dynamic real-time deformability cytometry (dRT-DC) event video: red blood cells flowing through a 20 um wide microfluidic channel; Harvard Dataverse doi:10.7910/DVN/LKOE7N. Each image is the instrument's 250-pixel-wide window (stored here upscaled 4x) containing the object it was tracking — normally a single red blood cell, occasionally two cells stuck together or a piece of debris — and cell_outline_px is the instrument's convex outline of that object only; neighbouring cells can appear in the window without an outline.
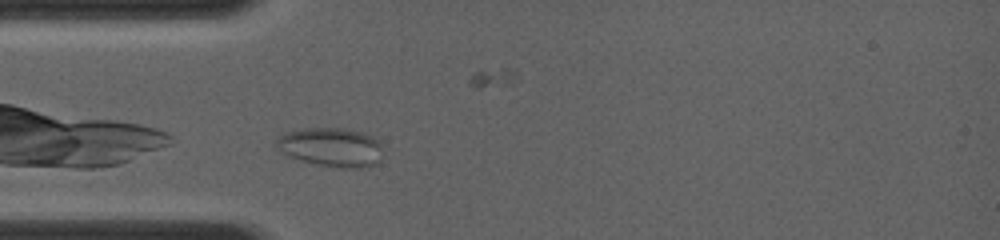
{"species": "common noctule bat (a hibernating species)", "species_latin": "Nyctalus noctula", "temperature_condition": "room temperature", "stored_images_in_passage": 4, "camera_frame_rate_fps": 4000, "um_per_image_px": 0.085, "animal": {"sex": "female", "body_mass_g": 19.0, "forearm_length_mm": 56.7}, "frame": {"image": 1, "passage_image": 2, "time_ms": 0.75, "image_size_px": [1000, 240], "cell_outline_px": [[380, 144], [376, 164], [368, 168], [336, 168], [316, 164], [300, 160], [288, 156], [276, 144], [276, 140], [280, 136], [288, 132], [304, 128], [344, 128], [364, 132], [380, 140]], "centroid_in_image_um": [28.16, 12.51], "position_along_channel_um": 56.8, "area_um2": 24.04}}